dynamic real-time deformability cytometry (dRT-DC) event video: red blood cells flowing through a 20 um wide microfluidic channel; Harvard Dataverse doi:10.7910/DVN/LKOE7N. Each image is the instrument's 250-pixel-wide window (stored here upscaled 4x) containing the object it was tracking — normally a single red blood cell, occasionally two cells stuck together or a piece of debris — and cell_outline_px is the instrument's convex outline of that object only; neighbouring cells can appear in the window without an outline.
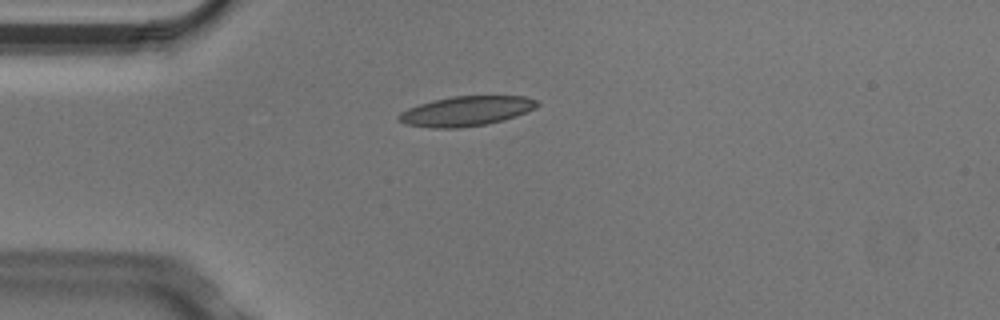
{"species": "Egyptian fruit bat (a non-hibernating species)", "species_latin": "Rousettus aegyptiacus", "temperature_condition": "cold", "stored_images_in_passage": 1, "camera_frame_rate_fps": 3000, "um_per_image_px": 0.085, "animal": {"sex": "male"}, "frame": {"image": 1, "passage_image": 1, "time_ms": 0.0, "image_size_px": [1000, 320], "cell_outline_px": [[540, 104], [536, 108], [516, 116], [504, 120], [488, 124], [460, 128], [432, 128], [404, 124], [396, 116], [400, 112], [408, 108], [420, 104], [452, 96], [524, 96], [536, 100]], "centroid_in_image_um": [39.64, 9.45], "position_along_channel_um": 45.4, "area_um2": 24.04}}